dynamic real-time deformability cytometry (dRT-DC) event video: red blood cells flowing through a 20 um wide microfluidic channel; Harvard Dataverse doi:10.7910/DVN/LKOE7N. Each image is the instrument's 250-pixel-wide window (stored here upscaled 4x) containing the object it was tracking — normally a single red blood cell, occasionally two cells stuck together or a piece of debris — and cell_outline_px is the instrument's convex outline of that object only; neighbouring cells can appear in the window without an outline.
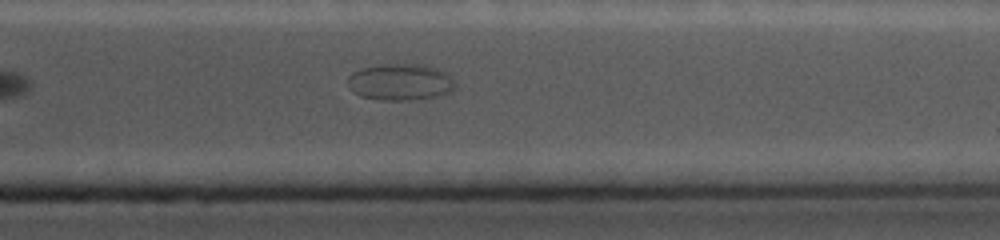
{"species": "common noctule bat (a hibernating species)", "species_latin": "Nyctalus noctula", "temperature_condition": "cold", "stored_images_in_passage": 17, "camera_frame_rate_fps": 5000, "um_per_image_px": 0.085, "animal": {"sex": "female", "body_mass_g": 19.0, "forearm_length_mm": 56.7}, "frame": {"image": 1, "passage_image": 17, "time_ms": 13.2, "image_size_px": [1000, 240], "cell_outline_px": [[456, 88], [444, 96], [404, 100], [380, 100], [360, 96], [352, 92], [348, 88], [348, 76], [352, 72], [360, 68], [388, 64], [424, 64], [440, 68], [452, 76], [456, 80]], "centroid_in_image_um": [34.08, 6.97], "position_along_channel_um": 377.3, "area_um2": 23.52}}